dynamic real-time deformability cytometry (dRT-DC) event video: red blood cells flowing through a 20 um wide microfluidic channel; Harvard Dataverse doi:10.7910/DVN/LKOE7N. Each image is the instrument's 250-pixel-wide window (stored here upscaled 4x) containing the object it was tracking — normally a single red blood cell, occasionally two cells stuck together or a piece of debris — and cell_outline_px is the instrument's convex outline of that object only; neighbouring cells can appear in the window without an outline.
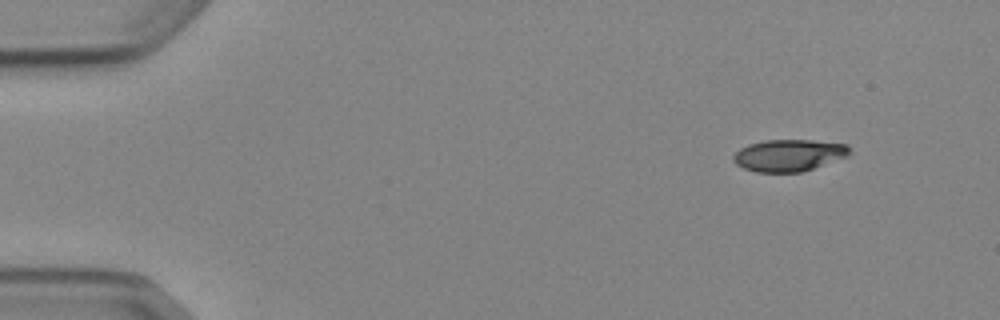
{"species": "Egyptian fruit bat (a non-hibernating species)", "species_latin": "Rousettus aegyptiacus", "temperature_condition": "cold", "stored_images_in_passage": 4, "camera_frame_rate_fps": 3000, "um_per_image_px": 0.085, "animal": {"sex": "female"}, "frame": {"image": 1, "passage_image": 1, "time_ms": 0.0, "image_size_px": [1000, 320], "cell_outline_px": [[852, 152], [848, 156], [804, 172], [756, 172], [744, 168], [736, 164], [732, 160], [732, 156], [740, 148], [748, 144], [764, 140], [812, 140], [848, 144]], "centroid_in_image_um": [67.07, 13.2], "position_along_channel_um": 17.9, "area_um2": 21.85}}
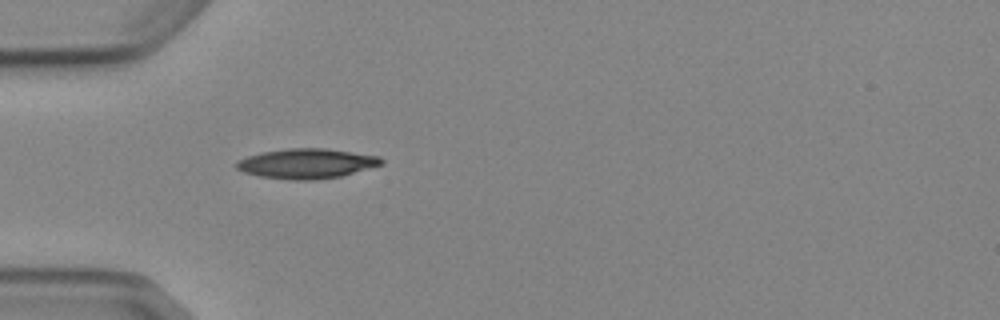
{"frame": {"image": 2, "passage_image": 4, "time_ms": 3.667, "image_size_px": [1000, 320], "cell_outline_px": [[384, 164], [340, 176], [312, 180], [292, 180], [260, 176], [244, 172], [236, 168], [236, 160], [260, 152], [288, 148], [324, 148], [380, 156], [384, 160]], "centroid_in_image_um": [26.06, 13.89], "position_along_channel_um": 58.9, "area_um2": 25.2}}